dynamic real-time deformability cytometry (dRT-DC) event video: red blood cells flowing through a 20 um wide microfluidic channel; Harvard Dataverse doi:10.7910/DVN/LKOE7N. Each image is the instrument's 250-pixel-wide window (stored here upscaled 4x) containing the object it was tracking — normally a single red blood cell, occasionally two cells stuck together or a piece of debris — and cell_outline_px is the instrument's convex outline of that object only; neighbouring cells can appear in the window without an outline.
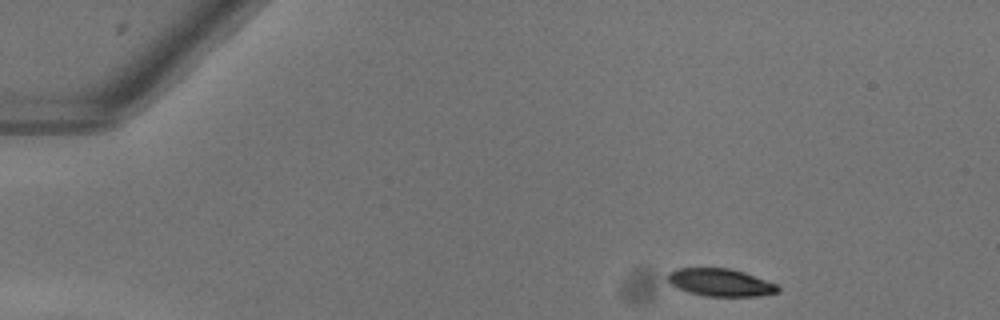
{"species": "common noctule bat (a hibernating species)", "species_latin": "Nyctalus noctula", "temperature_condition": "warm", "stored_images_in_passage": 45, "camera_frame_rate_fps": 3000, "um_per_image_px": 0.085, "animal": {"sex": "female"}, "frame": {"image": 1, "passage_image": 1, "time_ms": 0.0, "image_size_px": [1000, 320], "cell_outline_px": [[780, 292], [760, 296], [708, 296], [688, 292], [676, 288], [668, 280], [668, 272], [676, 268], [732, 268], [744, 272], [776, 284], [780, 288]], "centroid_in_image_um": [61.24, 24.0], "position_along_channel_um": 23.8, "area_um2": 17.74}}
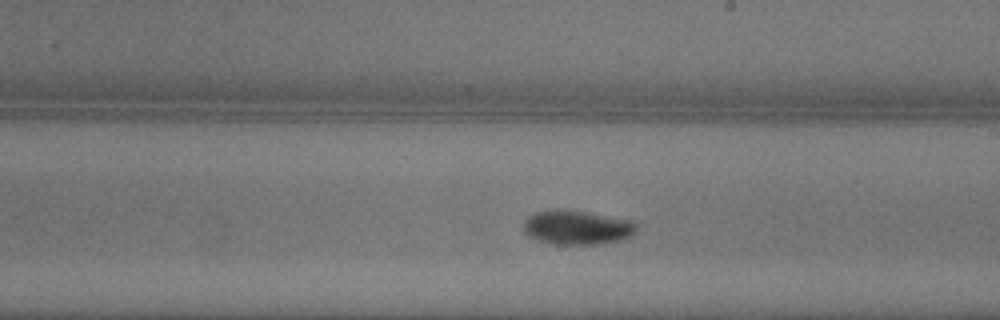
{"frame": {"image": 2, "passage_image": 24, "time_ms": 7.667, "image_size_px": [1000, 320], "cell_outline_px": [[636, 232], [632, 236], [624, 240], [600, 244], [556, 244], [540, 240], [528, 236], [524, 232], [524, 220], [528, 216], [536, 212], [584, 212], [632, 220], [636, 224]], "centroid_in_image_um": [49.12, 19.38], "position_along_channel_um": 239.9, "area_um2": 21.91}}
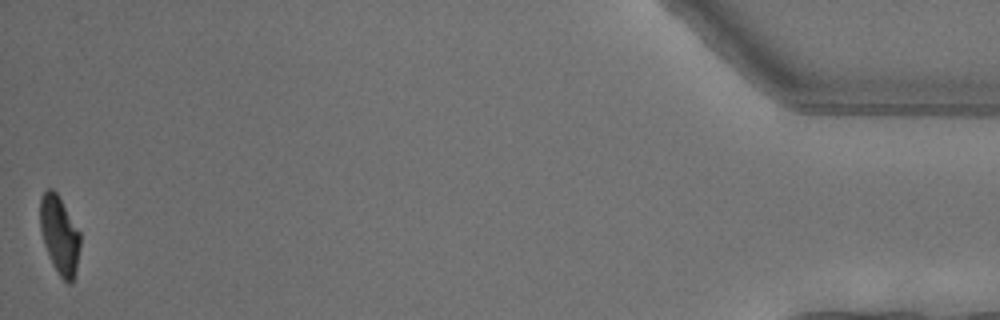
{"frame": {"image": 3, "passage_image": 45, "time_ms": 14.667, "image_size_px": [1000, 320], "cell_outline_px": [[80, 248], [76, 272], [72, 284], [68, 284], [60, 276], [52, 264], [44, 244], [40, 228], [40, 196], [48, 188], [52, 188], [56, 192], [80, 232]], "centroid_in_image_um": [5.06, 20.0], "position_along_channel_um": 430.1, "area_um2": 18.26}, "authors_computed_cell_mechanics": {"area_um2": 19.9988, "velocity_mm_per_s": 4.058, "shape_relaxation_time_tau1_ms": 3.0815, "shape_relaxation_time_tau2_ms": null, "deformation_change_tau1": 0.1667, "deformation_change_tau2": null}}